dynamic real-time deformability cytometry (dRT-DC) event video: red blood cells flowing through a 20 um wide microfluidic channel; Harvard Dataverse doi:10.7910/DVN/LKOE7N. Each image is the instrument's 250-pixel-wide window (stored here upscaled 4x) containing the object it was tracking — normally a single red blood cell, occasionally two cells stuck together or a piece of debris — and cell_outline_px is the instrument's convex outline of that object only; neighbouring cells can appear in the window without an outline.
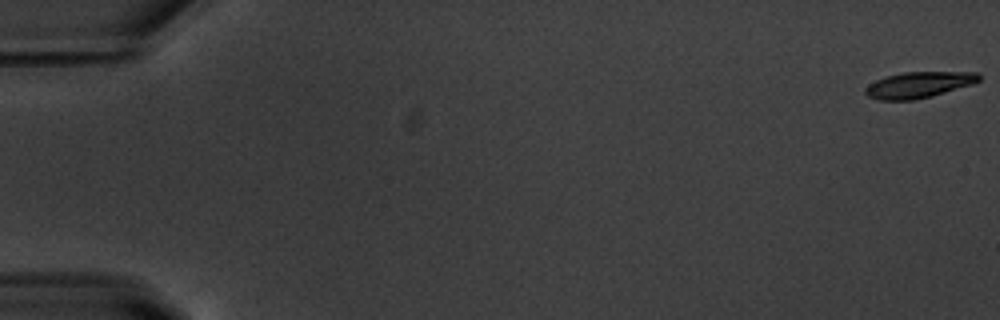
{"species": "common noctule bat (a hibernating species)", "species_latin": "Nyctalus noctula", "temperature_condition": "warm", "stored_images_in_passage": 55, "camera_frame_rate_fps": 3000, "um_per_image_px": 0.085, "animal": {"sex": "male", "body_mass_g": 20.1, "forearm_length_mm": 53.5}, "frame": {"image": 1, "passage_image": 1, "time_ms": 0.0, "image_size_px": [1000, 320], "cell_outline_px": [[980, 80], [972, 84], [932, 96], [912, 100], [880, 100], [868, 96], [864, 92], [864, 88], [868, 84], [876, 80], [888, 76], [904, 72], [976, 72], [980, 76]], "centroid_in_image_um": [78.07, 7.21], "position_along_channel_um": 6.9, "area_um2": 17.11}}
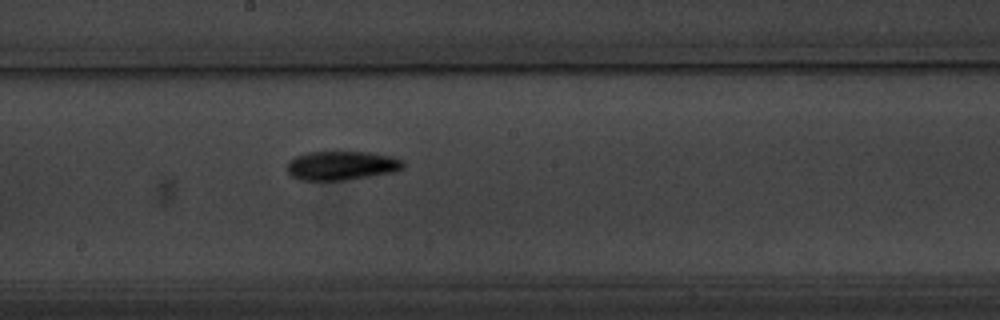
{"frame": {"image": 2, "passage_image": 31, "time_ms": 10.0, "image_size_px": [1000, 320], "cell_outline_px": [[404, 168], [396, 172], [344, 180], [300, 180], [292, 176], [288, 172], [288, 160], [296, 156], [308, 152], [372, 152], [392, 156], [404, 160]], "centroid_in_image_um": [29.08, 14.07], "position_along_channel_um": 219.1, "area_um2": 19.77}}
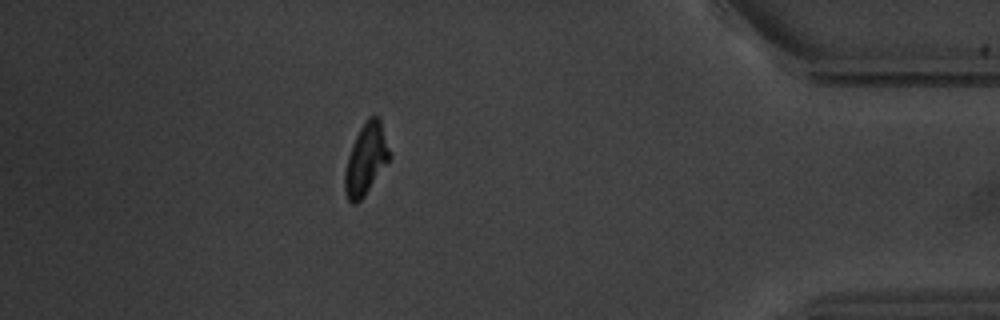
{"frame": {"image": 3, "passage_image": 49, "time_ms": 16.0, "image_size_px": [1000, 320], "cell_outline_px": [[392, 156], [364, 196], [356, 204], [352, 204], [348, 200], [344, 192], [344, 172], [348, 156], [352, 144], [360, 128], [368, 116], [376, 116], [380, 120]], "centroid_in_image_um": [31.09, 13.55], "position_along_channel_um": 404.1, "area_um2": 18.5}, "authors_computed_cell_mechanics": {"area_um2": 18.496, "velocity_mm_per_s": 3.7389, "shape_relaxation_time_tau1_ms": 2.8097, "shape_relaxation_time_tau2_ms": null, "deformation_change_tau1": 0.1426, "deformation_change_tau2": null}}